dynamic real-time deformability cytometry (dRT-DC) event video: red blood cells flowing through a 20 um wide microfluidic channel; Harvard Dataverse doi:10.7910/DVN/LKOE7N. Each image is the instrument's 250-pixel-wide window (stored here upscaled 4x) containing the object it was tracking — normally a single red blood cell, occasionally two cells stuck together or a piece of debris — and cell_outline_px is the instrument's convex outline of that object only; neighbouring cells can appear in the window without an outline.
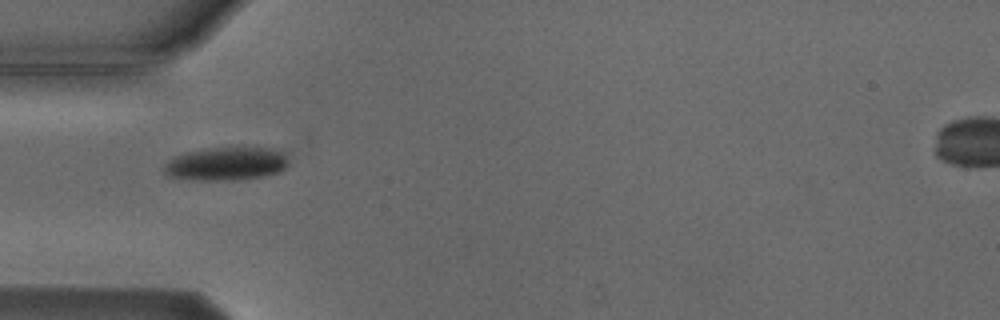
{"species": "Egyptian fruit bat (a non-hibernating species)", "species_latin": "Rousettus aegyptiacus", "temperature_condition": "cold", "stored_images_in_passage": 10, "camera_frame_rate_fps": 3000, "um_per_image_px": 0.085, "animal": {"sex": "male"}, "frame": {"image": 1, "passage_image": 4, "time_ms": 4.333, "image_size_px": [1000, 320], "cell_outline_px": [[288, 164], [284, 168], [276, 172], [260, 176], [232, 180], [192, 180], [168, 176], [164, 172], [164, 164], [168, 160], [184, 152], [204, 148], [236, 144], [280, 148]], "centroid_in_image_um": [19.22, 13.85], "position_along_channel_um": 65.8, "area_um2": 25.09}}
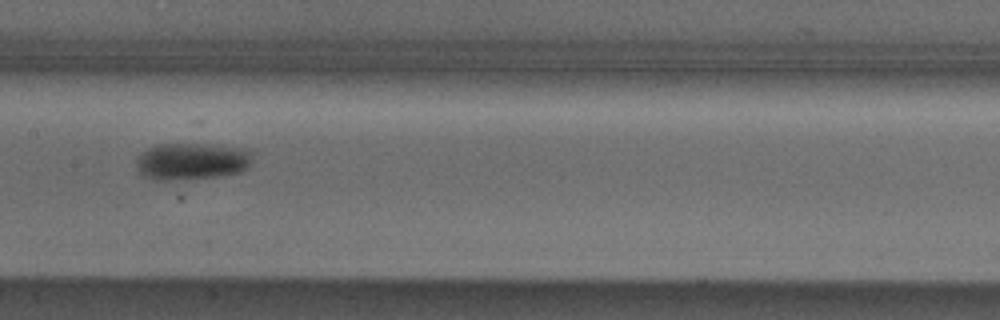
{"frame": {"image": 2, "passage_image": 7, "time_ms": 7.667, "image_size_px": [1000, 320], "cell_outline_px": [[252, 160], [248, 168], [240, 172], [220, 176], [168, 180], [156, 180], [144, 176], [136, 172], [136, 160], [148, 148], [156, 144], [204, 144], [248, 148], [252, 152]], "centroid_in_image_um": [16.32, 13.7], "position_along_channel_um": 191.1, "area_um2": 25.2}}
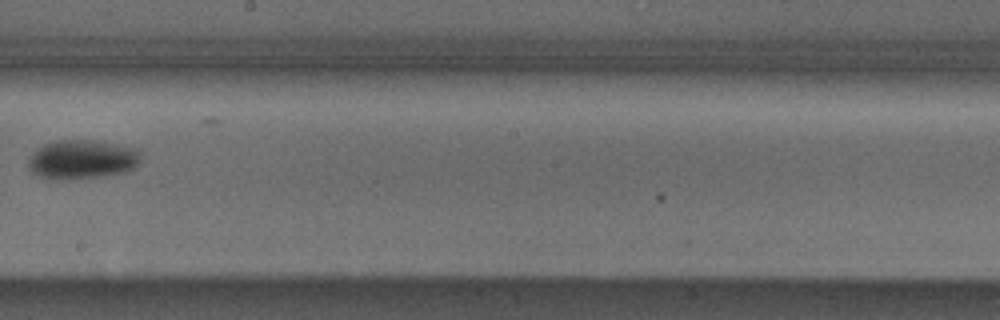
{"frame": {"image": 3, "passage_image": 8, "time_ms": 9.0, "image_size_px": [1000, 320], "cell_outline_px": [[140, 160], [128, 172], [104, 176], [52, 180], [40, 176], [32, 172], [28, 168], [28, 160], [36, 148], [44, 144], [60, 140], [88, 140], [136, 148], [140, 152]], "centroid_in_image_um": [6.94, 13.56], "position_along_channel_um": 241.3, "area_um2": 25.49}}